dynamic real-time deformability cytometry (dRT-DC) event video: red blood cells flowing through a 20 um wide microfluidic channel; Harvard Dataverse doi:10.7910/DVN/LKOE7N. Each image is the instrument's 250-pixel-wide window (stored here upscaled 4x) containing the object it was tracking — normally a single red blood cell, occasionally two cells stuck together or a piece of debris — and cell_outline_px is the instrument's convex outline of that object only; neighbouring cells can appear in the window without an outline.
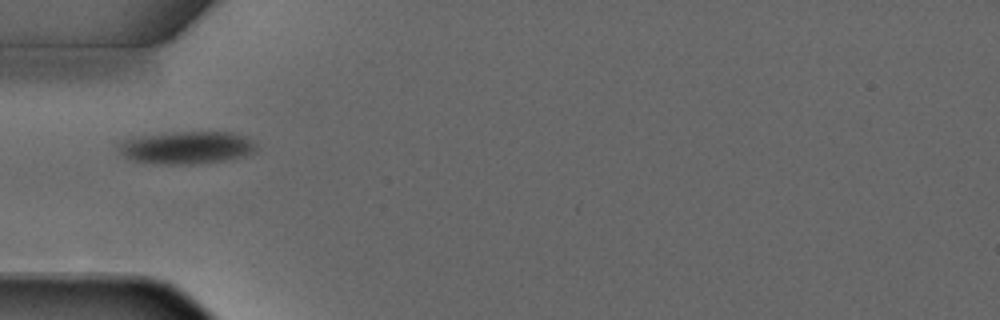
{"species": "common noctule bat (a hibernating species)", "species_latin": "Nyctalus noctula", "temperature_condition": "warm", "stored_images_in_passage": 2, "camera_frame_rate_fps": 3000, "um_per_image_px": 0.085, "animal": {"sex": "male", "forearm_length_mm": 52.5}, "frame": {"image": 1, "passage_image": 1, "time_ms": 0.0, "image_size_px": [1000, 320], "cell_outline_px": [[256, 152], [240, 156], [220, 160], [192, 164], [168, 164], [136, 160], [124, 156], [116, 148], [120, 144], [128, 140], [144, 136], [180, 132], [228, 132], [244, 136], [256, 144]], "centroid_in_image_um": [15.91, 12.54], "position_along_channel_um": 69.1, "area_um2": 25.14}}
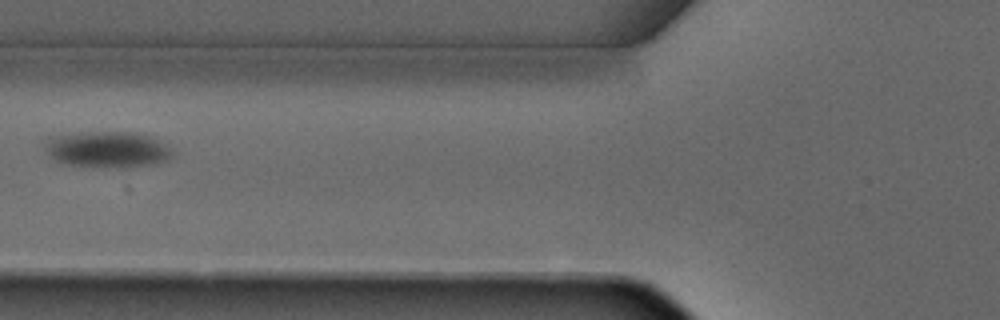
{"frame": {"image": 2, "passage_image": 2, "time_ms": 1.0, "image_size_px": [1000, 320], "cell_outline_px": [[168, 156], [160, 160], [148, 164], [76, 164], [60, 160], [52, 152], [48, 144], [64, 136], [104, 132], [124, 132], [144, 136], [152, 140], [164, 148], [168, 152]], "centroid_in_image_um": [9.16, 12.66], "position_along_channel_um": 116.6, "area_um2": 22.37}}